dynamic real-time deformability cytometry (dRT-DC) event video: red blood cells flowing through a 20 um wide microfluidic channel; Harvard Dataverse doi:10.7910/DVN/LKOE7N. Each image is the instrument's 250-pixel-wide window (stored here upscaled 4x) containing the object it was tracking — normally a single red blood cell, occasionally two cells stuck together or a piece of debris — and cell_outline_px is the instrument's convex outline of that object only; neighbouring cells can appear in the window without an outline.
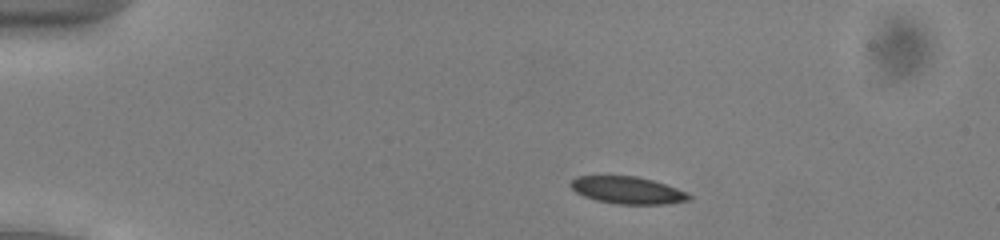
{"species": "common noctule bat (a hibernating species)", "species_latin": "Nyctalus noctula", "temperature_condition": "cold", "stored_images_in_passage": 46, "camera_frame_rate_fps": 3000, "um_per_image_px": 0.085, "animal": {"sex": "male", "body_mass_g": 13.0, "forearm_length_mm": 53.1}, "frame": {"image": 1, "passage_image": 3, "time_ms": 0.667, "image_size_px": [1000, 240], "cell_outline_px": [[692, 196], [688, 200], [668, 204], [616, 204], [596, 200], [584, 196], [576, 192], [568, 184], [576, 176], [636, 176], [652, 180], [676, 188]], "centroid_in_image_um": [53.3, 16.17], "position_along_channel_um": 31.7, "area_um2": 18.61}}
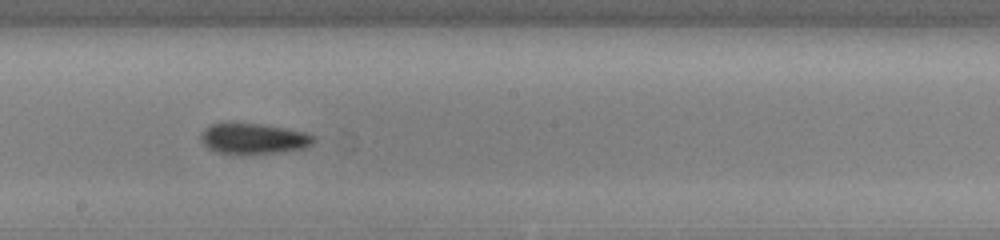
{"frame": {"image": 2, "passage_image": 23, "time_ms": 7.333, "image_size_px": [1000, 240], "cell_outline_px": [[316, 140], [312, 144], [304, 148], [280, 152], [244, 156], [216, 152], [208, 148], [200, 140], [200, 132], [208, 124], [260, 124], [284, 128], [304, 132], [316, 136]], "centroid_in_image_um": [21.53, 11.82], "position_along_channel_um": 226.7, "area_um2": 20.52}}
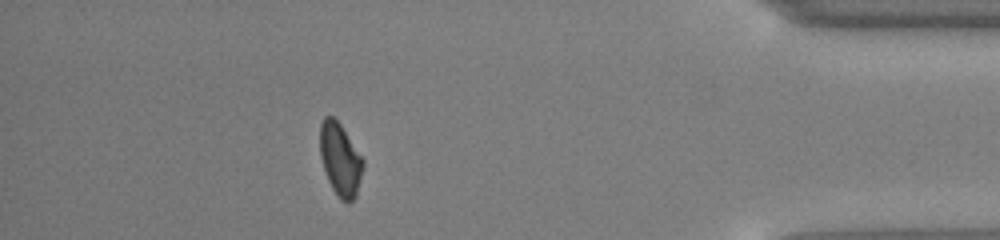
{"frame": {"image": 3, "passage_image": 40, "time_ms": 13.0, "image_size_px": [1000, 240], "cell_outline_px": [[364, 164], [356, 196], [348, 204], [340, 200], [332, 188], [328, 180], [320, 156], [320, 124], [324, 116], [332, 116], [340, 124], [364, 160]], "centroid_in_image_um": [28.91, 13.57], "position_along_channel_um": 406.3, "area_um2": 18.15}, "authors_computed_cell_mechanics": {"area_um2": 19.3341, "velocity_mm_per_s": 3.9091, "shape_relaxation_time_tau1_ms": 4.5965, "shape_relaxation_time_tau2_ms": 4.6721, "deformation_change_tau1": 0.1168, "deformation_change_tau2": 0.0856}}